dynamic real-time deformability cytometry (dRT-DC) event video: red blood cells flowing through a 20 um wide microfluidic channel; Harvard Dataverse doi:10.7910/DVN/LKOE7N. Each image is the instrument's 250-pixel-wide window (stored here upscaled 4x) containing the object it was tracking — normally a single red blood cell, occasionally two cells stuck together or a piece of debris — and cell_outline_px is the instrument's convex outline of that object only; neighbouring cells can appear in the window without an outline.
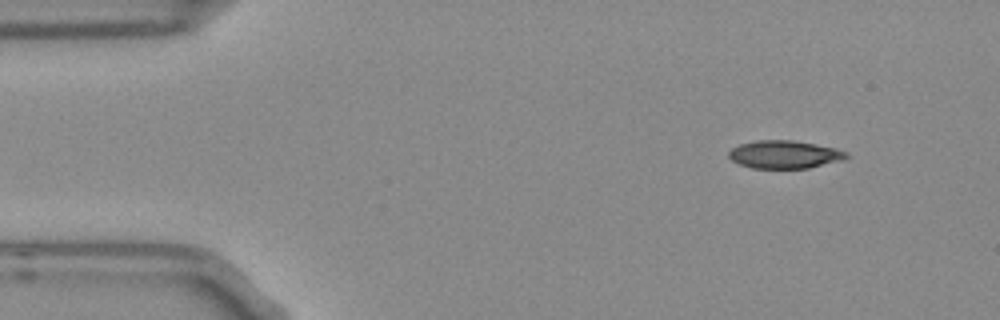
{"species": "Egyptian fruit bat (a non-hibernating species)", "species_latin": "Rousettus aegyptiacus", "temperature_condition": "room temperature", "stored_images_in_passage": 49, "camera_frame_rate_fps": 3000, "um_per_image_px": 0.085, "frame": {"image": 1, "passage_image": 1, "time_ms": 0.0, "image_size_px": [1000, 320], "cell_outline_px": [[848, 156], [844, 160], [808, 168], [752, 168], [740, 164], [732, 160], [728, 156], [728, 152], [732, 148], [740, 144], [756, 140], [792, 140], [836, 148], [848, 152]], "centroid_in_image_um": [66.69, 13.13], "position_along_channel_um": 18.3, "area_um2": 19.13}}
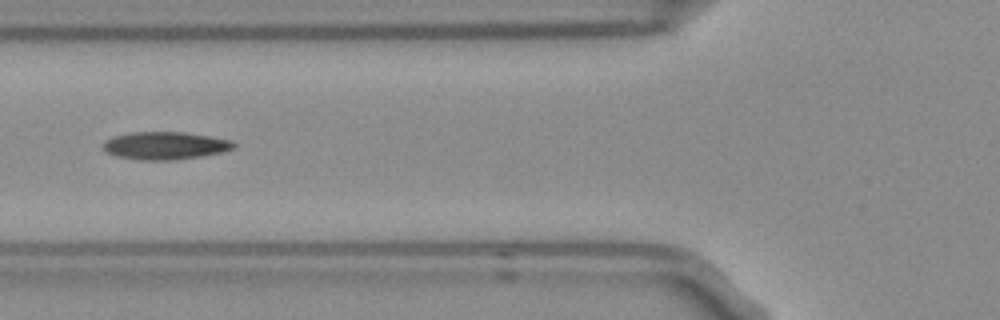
{"frame": {"image": 2, "passage_image": 15, "time_ms": 4.667, "image_size_px": [1000, 320], "cell_outline_px": [[236, 148], [224, 152], [176, 160], [140, 160], [116, 156], [108, 152], [104, 148], [104, 140], [112, 136], [132, 132], [184, 132], [232, 140], [236, 144]], "centroid_in_image_um": [14.06, 12.38], "position_along_channel_um": 111.7, "area_um2": 21.15}}
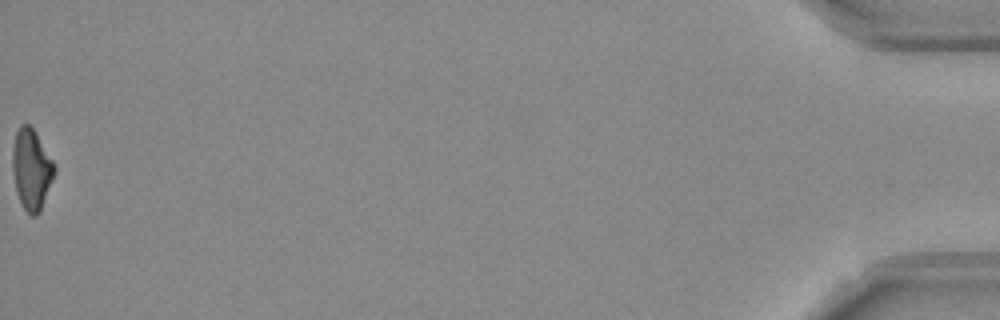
{"frame": {"image": 3, "passage_image": 49, "time_ms": 16.0, "image_size_px": [1000, 320], "cell_outline_px": [[56, 172], [40, 212], [36, 216], [32, 216], [24, 208], [16, 192], [12, 168], [12, 152], [16, 132], [20, 124], [28, 124], [36, 132], [52, 160], [56, 168]], "centroid_in_image_um": [2.68, 14.39], "position_along_channel_um": 432.5, "area_um2": 19.65}, "authors_computed_cell_mechanics": {"area_um2": 19.9988, "velocity_mm_per_s": 3.7816, "shape_relaxation_time_tau1_ms": 6.306, "shape_relaxation_time_tau2_ms": null, "deformation_change_tau1": 0.1812, "deformation_change_tau2": null}}